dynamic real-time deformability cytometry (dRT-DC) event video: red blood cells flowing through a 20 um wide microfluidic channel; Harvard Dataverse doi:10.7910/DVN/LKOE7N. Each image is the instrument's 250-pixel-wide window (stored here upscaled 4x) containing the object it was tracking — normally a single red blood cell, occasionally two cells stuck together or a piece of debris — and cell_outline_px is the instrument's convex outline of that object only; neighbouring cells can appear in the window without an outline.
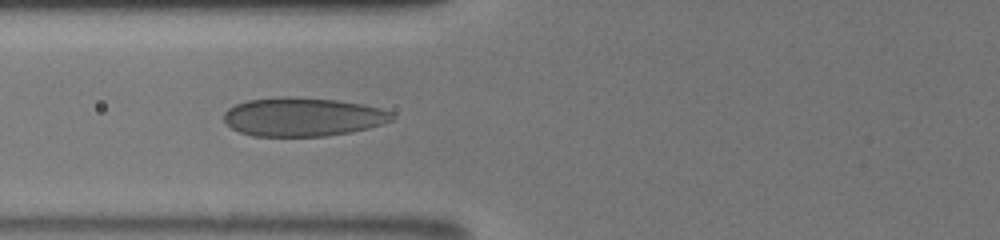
{"species": "human", "species_latin": "Homo sapiens", "temperature_condition": "room temperature", "stored_images_in_passage": 20, "camera_frame_rate_fps": 3000, "um_per_image_px": 0.085, "donor": {"sex": "male"}, "frame": {"image": 1, "passage_image": 4, "time_ms": 1.0, "image_size_px": [1000, 240], "cell_outline_px": [[396, 116], [392, 120], [368, 128], [348, 132], [324, 136], [252, 136], [240, 132], [232, 128], [224, 120], [224, 112], [228, 108], [236, 104], [248, 100], [280, 96], [296, 96], [336, 100], [364, 104], [380, 108], [392, 112]], "centroid_in_image_um": [25.73, 9.92], "position_along_channel_um": 100.1, "area_um2": 38.03}}
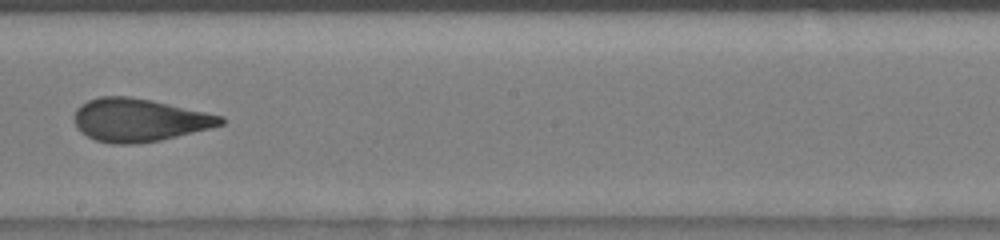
{"frame": {"image": 2, "passage_image": 9, "time_ms": 4.333, "image_size_px": [1000, 240], "cell_outline_px": [[224, 124], [160, 140], [136, 144], [112, 144], [96, 140], [80, 132], [76, 128], [72, 120], [72, 116], [76, 108], [80, 104], [88, 100], [100, 96], [128, 96], [152, 100], [224, 116]], "centroid_in_image_um": [11.75, 10.19], "position_along_channel_um": 236.4, "area_um2": 36.82}}
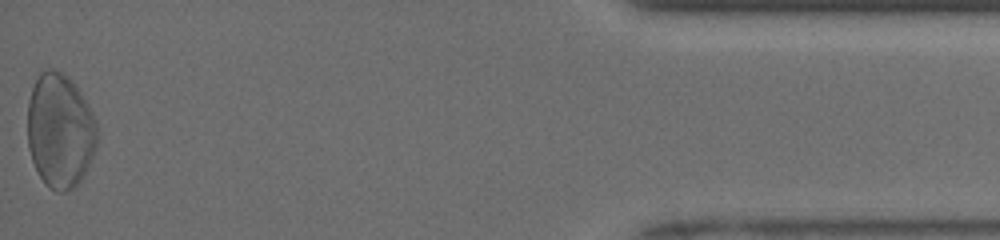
{"frame": {"image": 3, "passage_image": 19, "time_ms": 10.667, "image_size_px": [1000, 240], "cell_outline_px": [[96, 148], [80, 180], [72, 188], [64, 192], [56, 192], [48, 188], [44, 184], [32, 160], [28, 148], [28, 100], [32, 88], [40, 72], [48, 68], [52, 68], [64, 72], [72, 80], [88, 104], [96, 120]], "centroid_in_image_um": [5.08, 11.09], "position_along_channel_um": 430.1, "area_um2": 46.47}, "authors_computed_cell_mechanics": {"area_um2": 37.5989, "velocity_mm_per_s": 4.0917, "shape_relaxation_time_tau1_ms": 6.8269, "shape_relaxation_time_tau2_ms": 1.035, "deformation_change_tau1": 0.1715, "deformation_change_tau2": 0.0604}}